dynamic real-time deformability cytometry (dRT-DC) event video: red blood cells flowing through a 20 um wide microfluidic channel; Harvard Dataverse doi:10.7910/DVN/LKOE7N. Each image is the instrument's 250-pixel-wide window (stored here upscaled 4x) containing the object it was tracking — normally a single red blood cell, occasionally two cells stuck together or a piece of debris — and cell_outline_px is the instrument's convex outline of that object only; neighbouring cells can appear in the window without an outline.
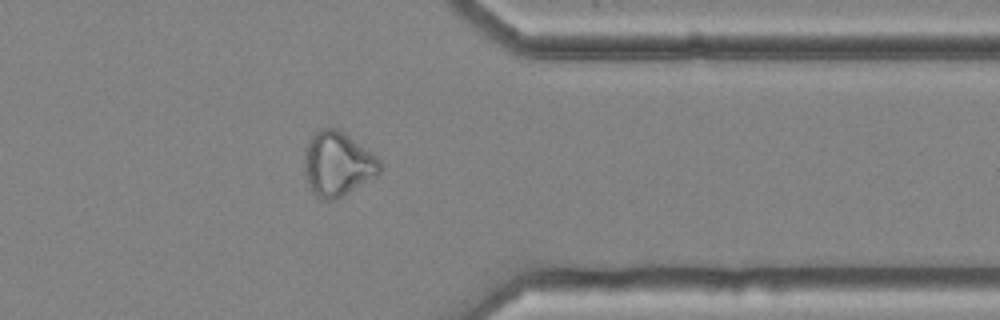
{"species": "common noctule bat (a hibernating species)", "species_latin": "Nyctalus noctula", "temperature_condition": "cold", "stored_images_in_passage": 54, "camera_frame_rate_fps": 3000, "um_per_image_px": 0.085, "animal": {"sex": "female", "body_mass_g": 25.1}, "frame": {"image": 1, "passage_image": 46, "time_ms": 15.0, "image_size_px": [1000, 320], "cell_outline_px": [[380, 172], [376, 176], [336, 200], [324, 200], [316, 196], [312, 192], [304, 176], [304, 156], [308, 144], [312, 136], [320, 128], [336, 128], [344, 132], [376, 156], [380, 160]], "centroid_in_image_um": [28.67, 13.95], "position_along_channel_um": 382.7, "area_um2": 28.21}}